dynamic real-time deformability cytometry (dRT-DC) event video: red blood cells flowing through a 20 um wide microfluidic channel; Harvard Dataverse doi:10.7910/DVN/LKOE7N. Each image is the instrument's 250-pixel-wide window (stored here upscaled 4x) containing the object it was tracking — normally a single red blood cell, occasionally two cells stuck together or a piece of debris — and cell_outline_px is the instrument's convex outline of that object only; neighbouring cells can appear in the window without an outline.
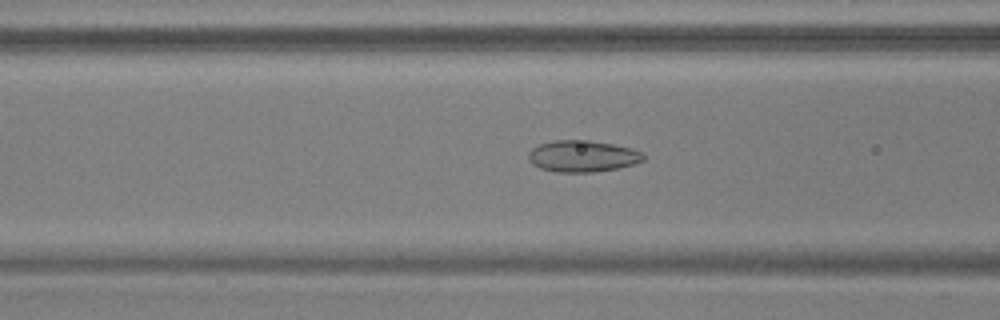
{"species": "common noctule bat (a hibernating species)", "species_latin": "Nyctalus noctula", "temperature_condition": "warm", "stored_images_in_passage": 53, "camera_frame_rate_fps": 3000, "um_per_image_px": 0.085, "animal": {"sex": "male", "body_mass_g": 17.9, "forearm_length_mm": 54.2}, "frame": {"image": 1, "passage_image": 21, "time_ms": 6.667, "image_size_px": [1000, 320], "cell_outline_px": [[644, 160], [632, 164], [616, 168], [592, 172], [556, 172], [540, 168], [532, 164], [528, 160], [528, 152], [532, 148], [540, 144], [552, 140], [588, 140], [612, 144], [632, 148], [644, 152]], "centroid_in_image_um": [49.49, 13.27], "position_along_channel_um": 117.1, "area_um2": 21.15}}
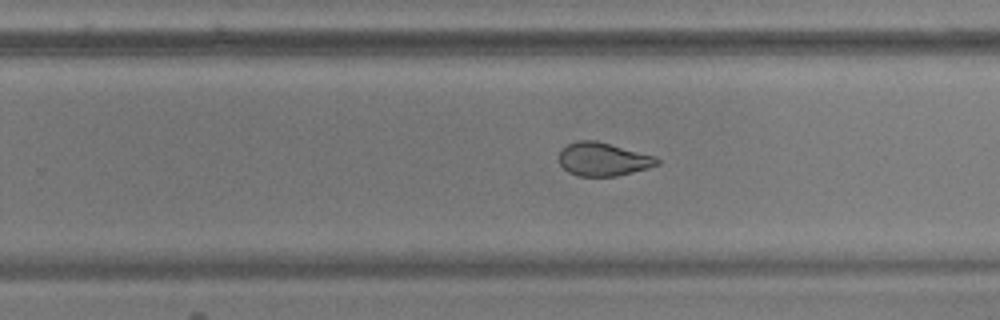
{"frame": {"image": 2, "passage_image": 34, "time_ms": 11.0, "image_size_px": [1000, 320], "cell_outline_px": [[660, 164], [648, 168], [616, 176], [580, 176], [568, 172], [560, 164], [560, 152], [568, 144], [576, 140], [596, 140], [656, 156], [660, 160]], "centroid_in_image_um": [51.29, 13.53], "position_along_channel_um": 278.5, "area_um2": 19.02}}
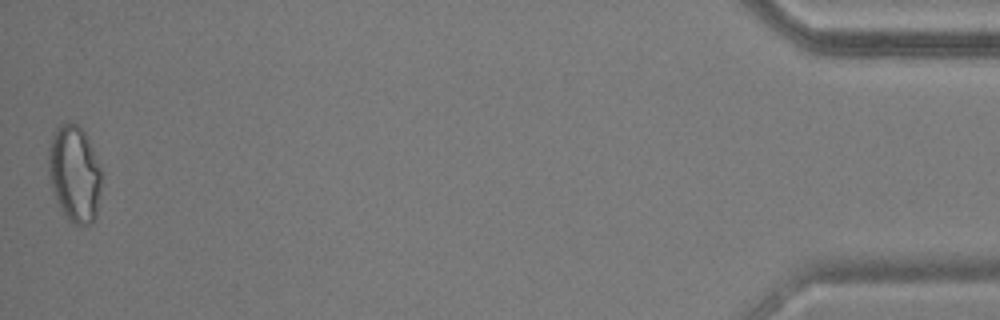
{"frame": {"image": 3, "passage_image": 53, "time_ms": 17.333, "image_size_px": [1000, 320], "cell_outline_px": [[100, 188], [96, 216], [92, 224], [76, 224], [68, 220], [52, 192], [48, 176], [48, 148], [52, 136], [56, 128], [60, 124], [76, 124], [84, 132], [92, 148], [100, 168]], "centroid_in_image_um": [6.3, 14.78], "position_along_channel_um": 428.9, "area_um2": 29.54}, "authors_computed_cell_mechanics": {"area_um2": 22.0796, "velocity_mm_per_s": 3.7271, "shape_relaxation_time_tau1_ms": null, "shape_relaxation_time_tau2_ms": 1.3483, "deformation_change_tau1": null, "deformation_change_tau2": 0.0656}}